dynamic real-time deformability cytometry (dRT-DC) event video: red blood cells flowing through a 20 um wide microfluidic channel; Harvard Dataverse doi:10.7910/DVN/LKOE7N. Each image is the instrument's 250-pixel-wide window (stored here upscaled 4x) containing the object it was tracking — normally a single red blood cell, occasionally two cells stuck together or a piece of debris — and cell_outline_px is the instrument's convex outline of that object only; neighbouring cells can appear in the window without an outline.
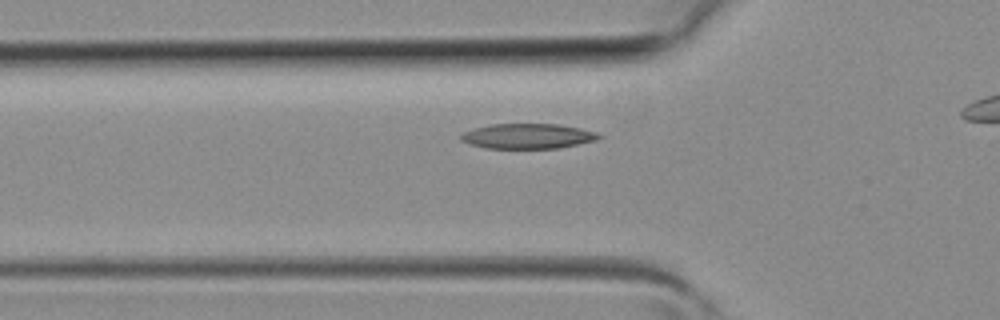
{"species": "common noctule bat (a hibernating species)", "species_latin": "Nyctalus noctula", "temperature_condition": "room temperature", "stored_images_in_passage": 4, "segment_of_instrument_passage": [2, 2], "camera_frame_rate_fps": 3000, "um_per_image_px": 0.085, "animal": {"sex": "female", "body_mass_g": 19.3, "forearm_length_mm": 54.1}, "frame": {"image": 1, "passage_image": 4, "time_ms": 1.0, "image_size_px": [1000, 320], "cell_outline_px": [[604, 136], [596, 140], [556, 148], [484, 148], [468, 144], [460, 140], [460, 136], [464, 132], [472, 128], [492, 124], [556, 124], [580, 128], [596, 132]], "centroid_in_image_um": [44.82, 11.57], "position_along_channel_um": 81.0, "area_um2": 20.11}}